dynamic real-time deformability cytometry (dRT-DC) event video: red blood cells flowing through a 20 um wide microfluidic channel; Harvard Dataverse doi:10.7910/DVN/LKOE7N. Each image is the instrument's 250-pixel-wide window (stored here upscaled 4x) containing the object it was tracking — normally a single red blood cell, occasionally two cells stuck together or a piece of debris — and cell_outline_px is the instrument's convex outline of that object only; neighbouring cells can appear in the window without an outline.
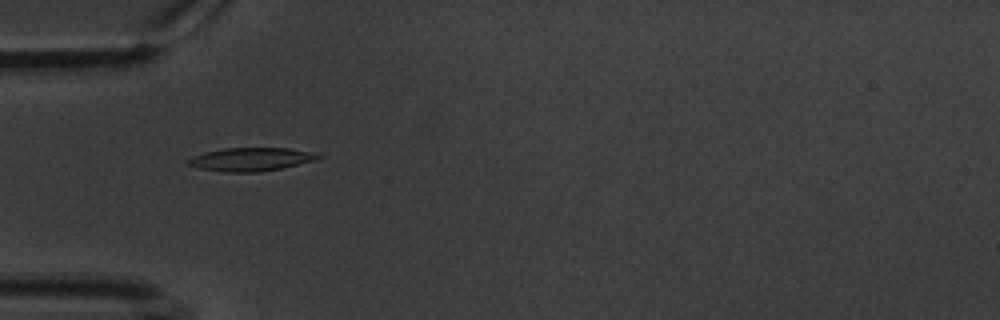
{"species": "common noctule bat (a hibernating species)", "species_latin": "Nyctalus noctula", "temperature_condition": "warm", "stored_images_in_passage": 50, "camera_frame_rate_fps": 3000, "um_per_image_px": 0.085, "animal": {"sex": "male", "body_mass_g": 20.1, "forearm_length_mm": 53.5}, "frame": {"image": 1, "passage_image": 9, "time_ms": 2.667, "image_size_px": [1000, 320], "cell_outline_px": [[324, 156], [316, 160], [280, 168], [260, 172], [224, 172], [200, 168], [188, 164], [184, 160], [192, 156], [204, 152], [224, 148], [288, 148], [316, 152]], "centroid_in_image_um": [21.33, 13.53], "position_along_channel_um": 63.7, "area_um2": 17.8}}
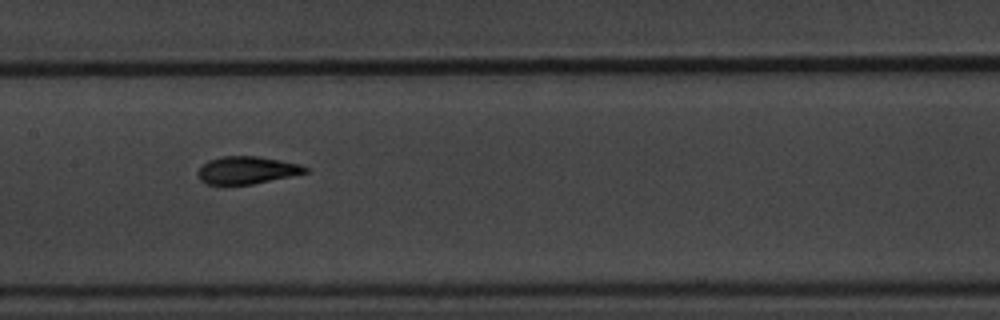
{"frame": {"image": 2, "passage_image": 20, "time_ms": 6.333, "image_size_px": [1000, 320], "cell_outline_px": [[308, 172], [252, 184], [208, 184], [200, 180], [196, 172], [208, 160], [220, 156], [256, 156], [280, 160], [300, 164], [308, 168]], "centroid_in_image_um": [20.96, 14.45], "position_along_channel_um": 186.4, "area_um2": 17.05}}
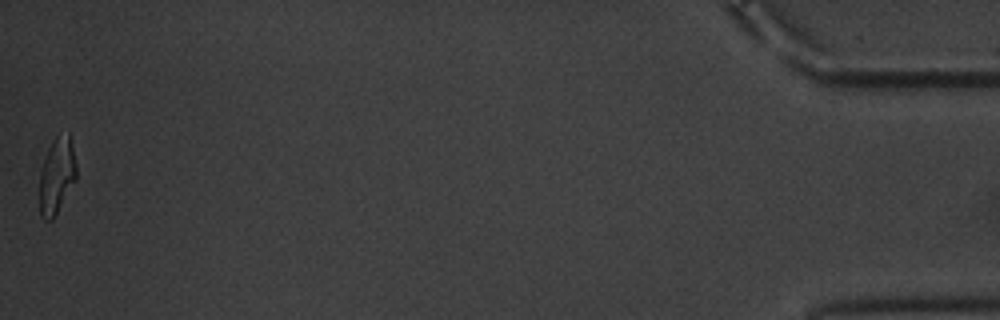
{"frame": {"image": 3, "passage_image": 50, "time_ms": 16.333, "image_size_px": [1000, 320], "cell_outline_px": [[76, 180], [52, 220], [44, 220], [40, 216], [40, 172], [48, 148], [52, 140], [56, 136], [68, 132], [76, 164]], "centroid_in_image_um": [4.82, 14.94], "position_along_channel_um": 430.4, "area_um2": 16.13}, "authors_computed_cell_mechanics": {"area_um2": 17.4556, "velocity_mm_per_s": 3.3665, "shape_relaxation_time_tau1_ms": 4.694, "shape_relaxation_time_tau2_ms": 1.6236, "deformation_change_tau1": 0.1767, "deformation_change_tau2": 0.0654}}